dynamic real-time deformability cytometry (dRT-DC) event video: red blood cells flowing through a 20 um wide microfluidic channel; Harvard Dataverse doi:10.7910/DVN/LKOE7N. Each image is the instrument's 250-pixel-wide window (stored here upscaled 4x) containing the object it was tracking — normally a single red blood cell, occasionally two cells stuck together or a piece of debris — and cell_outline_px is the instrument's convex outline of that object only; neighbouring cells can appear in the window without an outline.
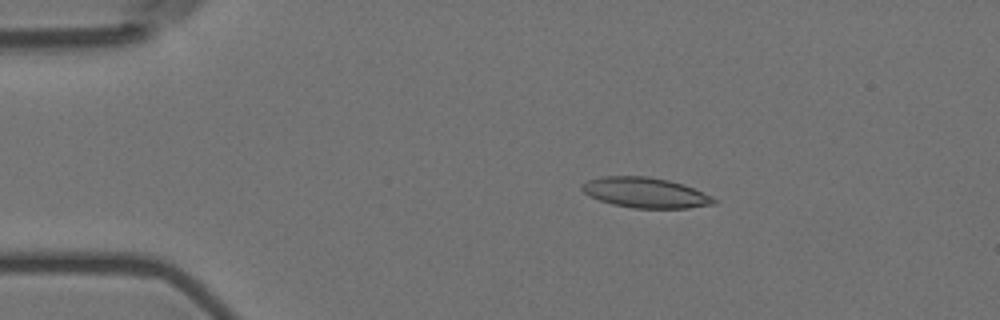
{"species": "Egyptian fruit bat (a non-hibernating species)", "species_latin": "Rousettus aegyptiacus", "temperature_condition": "room temperature", "stored_images_in_passage": 5, "camera_frame_rate_fps": 3000, "um_per_image_px": 0.085, "animal": {"sex": "female"}, "frame": {"image": 1, "passage_image": 2, "time_ms": 0.333, "image_size_px": [1000, 320], "cell_outline_px": [[716, 204], [688, 208], [632, 208], [612, 204], [588, 196], [580, 188], [580, 184], [588, 180], [600, 176], [648, 176], [668, 180], [684, 184], [712, 196], [716, 200]], "centroid_in_image_um": [54.84, 16.37], "position_along_channel_um": 30.2, "area_um2": 23.47}}
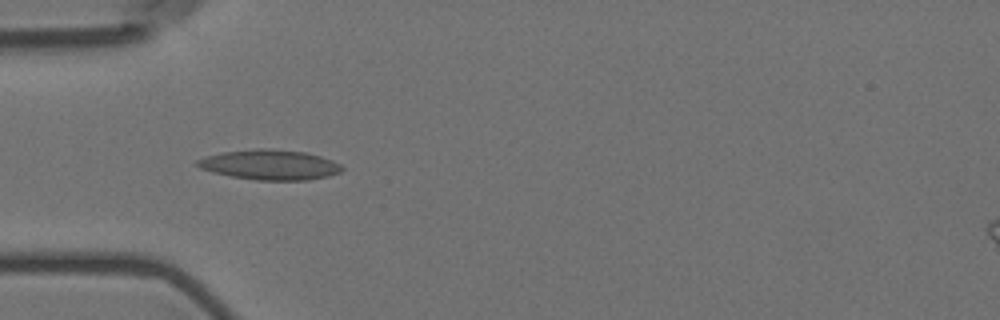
{"frame": {"image": 2, "passage_image": 4, "time_ms": 1.0, "image_size_px": [1000, 320], "cell_outline_px": [[344, 168], [340, 172], [328, 176], [308, 180], [256, 180], [232, 176], [212, 172], [200, 168], [196, 164], [196, 160], [204, 156], [220, 152], [256, 148], [264, 148], [304, 152], [320, 156], [332, 160], [340, 164]], "centroid_in_image_um": [22.91, 14.0], "position_along_channel_um": 62.1, "area_um2": 25.37}}
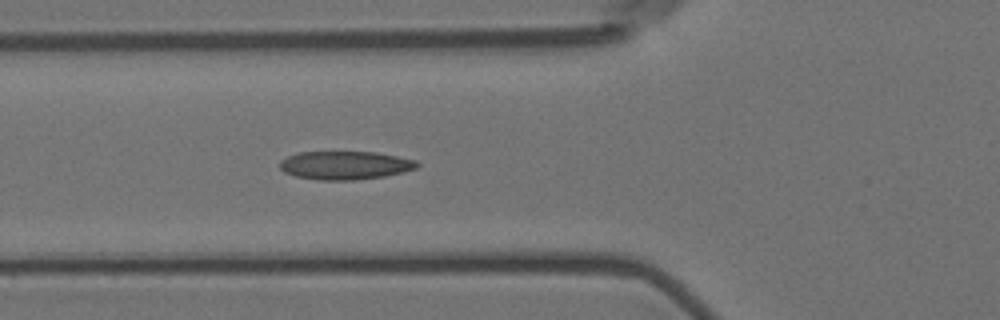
{"frame": {"image": 3, "passage_image": 5, "time_ms": 1.333, "image_size_px": [1000, 320], "cell_outline_px": [[420, 164], [416, 168], [404, 172], [384, 176], [356, 180], [320, 180], [296, 176], [284, 172], [280, 168], [280, 160], [288, 156], [300, 152], [376, 152], [416, 160]], "centroid_in_image_um": [29.34, 14.05], "position_along_channel_um": 96.5, "area_um2": 22.66}}